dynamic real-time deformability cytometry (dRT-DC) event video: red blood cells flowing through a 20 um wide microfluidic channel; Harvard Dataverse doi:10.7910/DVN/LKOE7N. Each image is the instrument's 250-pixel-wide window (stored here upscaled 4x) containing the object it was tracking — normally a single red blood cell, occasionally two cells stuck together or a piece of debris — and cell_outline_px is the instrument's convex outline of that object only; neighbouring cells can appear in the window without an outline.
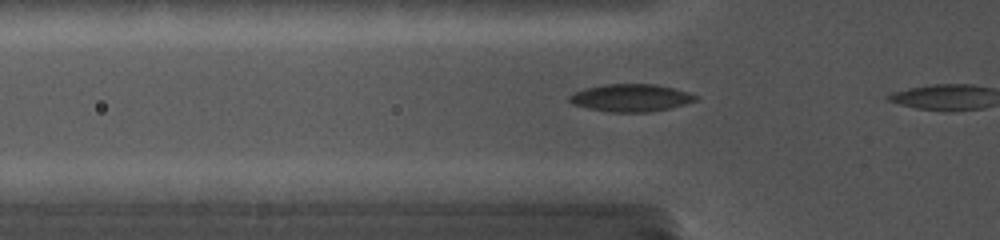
{"species": "common noctule bat (a hibernating species)", "species_latin": "Nyctalus noctula", "temperature_condition": "cold", "stored_images_in_passage": 5, "camera_frame_rate_fps": 5000, "um_per_image_px": 0.085, "animal": {"sex": "female", "body_mass_g": 19.0, "forearm_length_mm": 56.7}, "frame": {"image": 1, "passage_image": 4, "time_ms": 1.4, "image_size_px": [1000, 240], "cell_outline_px": [[700, 100], [652, 112], [612, 112], [588, 108], [572, 104], [568, 100], [568, 96], [584, 88], [604, 84], [656, 84], [688, 92], [700, 96]], "centroid_in_image_um": [53.64, 8.31], "position_along_channel_um": 72.2, "area_um2": 20.29}}